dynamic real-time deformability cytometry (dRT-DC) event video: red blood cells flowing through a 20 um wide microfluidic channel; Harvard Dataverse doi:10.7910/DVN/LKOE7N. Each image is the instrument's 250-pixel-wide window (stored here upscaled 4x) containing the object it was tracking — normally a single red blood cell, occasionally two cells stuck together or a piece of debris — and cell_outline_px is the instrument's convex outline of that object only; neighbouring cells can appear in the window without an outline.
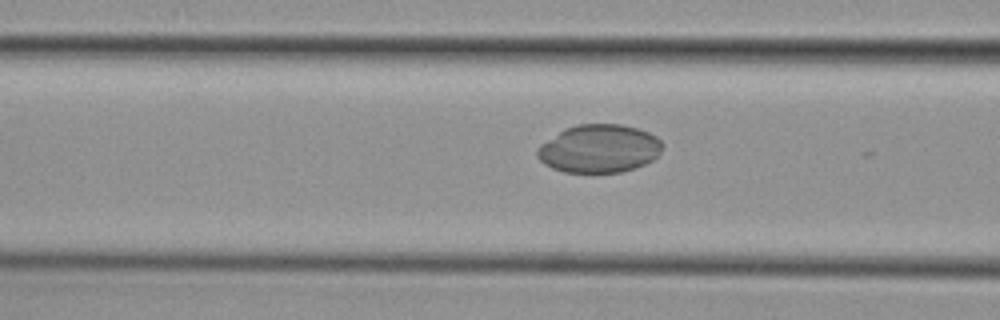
{"species": "common noctule bat (a hibernating species)", "species_latin": "Nyctalus noctula", "temperature_condition": "cold", "stored_images_in_passage": 8, "camera_frame_rate_fps": 3000, "um_per_image_px": 0.085, "animal": {"sex": "female", "body_mass_g": 29.2, "forearm_length_mm": 56.3}, "frame": {"image": 1, "passage_image": 6, "time_ms": 1.667, "image_size_px": [1000, 320], "cell_outline_px": [[664, 144], [660, 152], [652, 160], [636, 168], [620, 172], [564, 172], [552, 168], [544, 164], [536, 156], [536, 148], [540, 144], [564, 128], [576, 124], [620, 124], [636, 128], [648, 132], [656, 136]], "centroid_in_image_um": [50.9, 12.63], "position_along_channel_um": 115.7, "area_um2": 35.26}}